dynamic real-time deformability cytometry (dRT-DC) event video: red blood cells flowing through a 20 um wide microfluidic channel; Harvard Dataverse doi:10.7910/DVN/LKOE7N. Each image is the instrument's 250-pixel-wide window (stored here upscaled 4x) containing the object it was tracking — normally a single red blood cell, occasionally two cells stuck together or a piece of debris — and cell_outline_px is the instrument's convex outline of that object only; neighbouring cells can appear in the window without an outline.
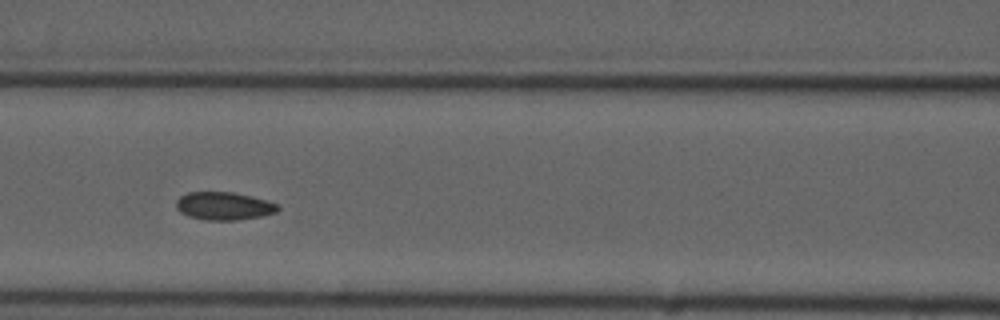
{"species": "common noctule bat (a hibernating species)", "species_latin": "Nyctalus noctula", "temperature_condition": "cold", "stored_images_in_passage": 9, "camera_frame_rate_fps": 3000, "um_per_image_px": 0.085, "animal": {"sex": "male", "forearm_length_mm": 52.5}, "frame": {"image": 1, "passage_image": 6, "time_ms": 5.667, "image_size_px": [1000, 320], "cell_outline_px": [[280, 208], [276, 212], [260, 216], [236, 220], [208, 220], [188, 216], [180, 212], [176, 208], [176, 200], [180, 196], [188, 192], [232, 192], [252, 196], [268, 200], [280, 204]], "centroid_in_image_um": [19.04, 17.5], "position_along_channel_um": 147.6, "area_um2": 16.65}}
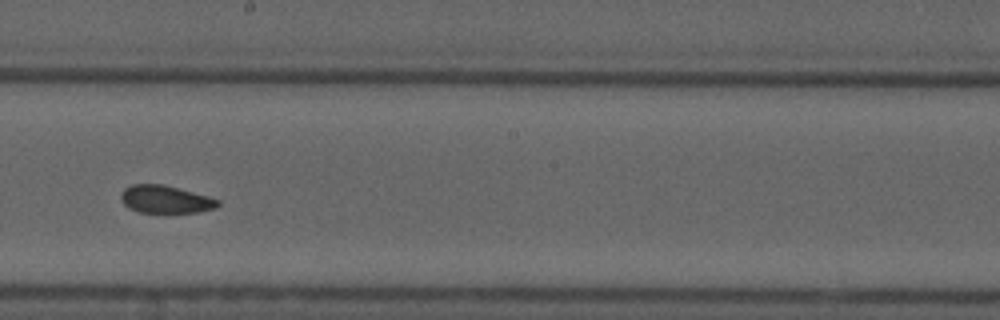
{"frame": {"image": 2, "passage_image": 8, "time_ms": 8.0, "image_size_px": [1000, 320], "cell_outline_px": [[220, 204], [216, 208], [196, 212], [136, 212], [128, 208], [120, 200], [120, 192], [124, 188], [132, 184], [160, 184], [208, 196], [220, 200]], "centroid_in_image_um": [14.02, 16.95], "position_along_channel_um": 234.2, "area_um2": 15.61}}
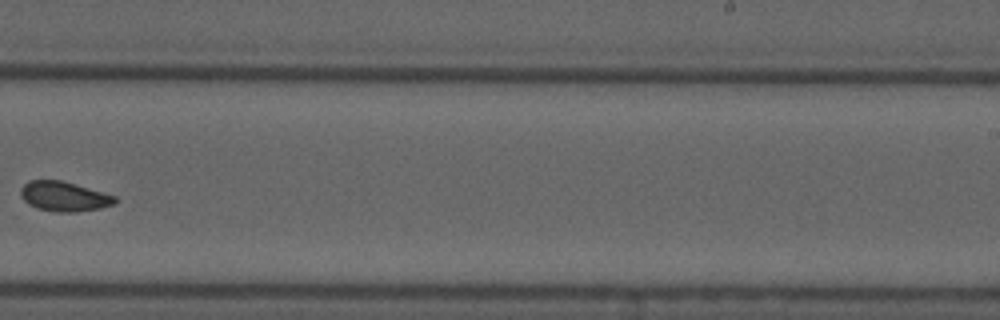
{"frame": {"image": 3, "passage_image": 9, "time_ms": 9.333, "image_size_px": [1000, 320], "cell_outline_px": [[120, 200], [116, 204], [100, 208], [76, 212], [56, 212], [36, 208], [28, 204], [20, 196], [20, 188], [28, 180], [60, 180], [76, 184], [116, 196]], "centroid_in_image_um": [5.46, 16.7], "position_along_channel_um": 283.5, "area_um2": 16.59}}